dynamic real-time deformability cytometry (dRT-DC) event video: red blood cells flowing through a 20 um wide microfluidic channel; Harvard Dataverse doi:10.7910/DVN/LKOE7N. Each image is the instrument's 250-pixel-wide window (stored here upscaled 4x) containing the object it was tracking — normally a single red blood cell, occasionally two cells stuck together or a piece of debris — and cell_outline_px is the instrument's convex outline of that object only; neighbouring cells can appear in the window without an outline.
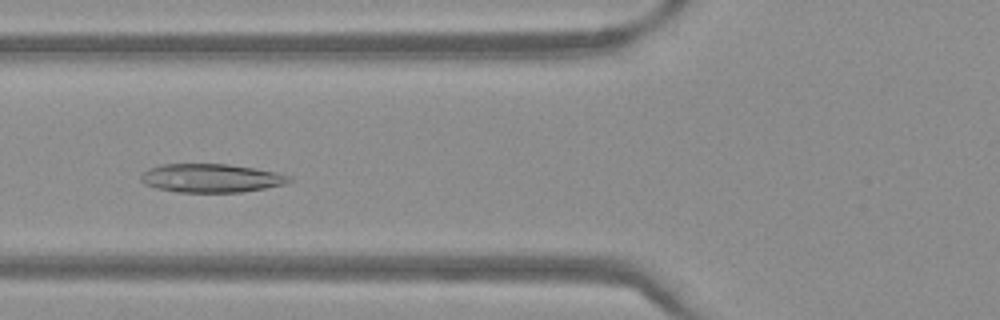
{"species": "Egyptian fruit bat (a non-hibernating species)", "species_latin": "Rousettus aegyptiacus", "temperature_condition": "warm", "stored_images_in_passage": 40, "camera_frame_rate_fps": 3000, "um_per_image_px": 0.085, "frame": {"image": 1, "passage_image": 18, "time_ms": 5.667, "image_size_px": [1000, 320], "cell_outline_px": [[292, 180], [284, 184], [244, 192], [176, 192], [156, 188], [144, 184], [140, 180], [140, 176], [148, 168], [160, 164], [228, 164], [276, 172], [292, 176]], "centroid_in_image_um": [17.92, 15.14], "position_along_channel_um": 107.9, "area_um2": 24.74}}
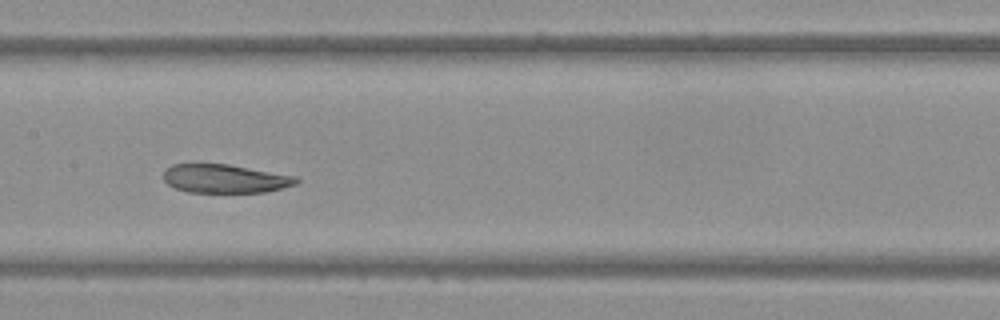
{"frame": {"image": 2, "passage_image": 24, "time_ms": 7.667, "image_size_px": [1000, 320], "cell_outline_px": [[300, 180], [296, 184], [284, 188], [264, 192], [188, 192], [176, 188], [168, 184], [164, 180], [164, 168], [172, 164], [196, 160], [228, 164], [296, 176]], "centroid_in_image_um": [19.05, 15.13], "position_along_channel_um": 188.4, "area_um2": 22.95}}
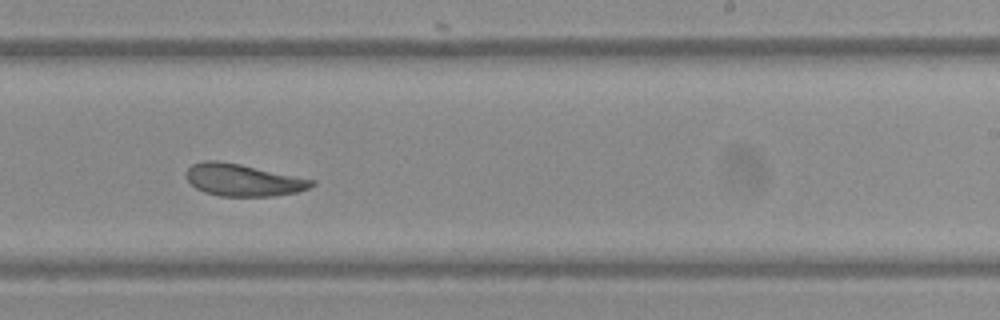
{"frame": {"image": 3, "passage_image": 30, "time_ms": 9.667, "image_size_px": [1000, 320], "cell_outline_px": [[316, 184], [308, 188], [296, 192], [272, 196], [220, 196], [204, 192], [196, 188], [188, 180], [188, 168], [192, 164], [204, 160], [220, 160], [240, 164], [316, 180]], "centroid_in_image_um": [20.67, 15.29], "position_along_channel_um": 268.3, "area_um2": 23.35}}